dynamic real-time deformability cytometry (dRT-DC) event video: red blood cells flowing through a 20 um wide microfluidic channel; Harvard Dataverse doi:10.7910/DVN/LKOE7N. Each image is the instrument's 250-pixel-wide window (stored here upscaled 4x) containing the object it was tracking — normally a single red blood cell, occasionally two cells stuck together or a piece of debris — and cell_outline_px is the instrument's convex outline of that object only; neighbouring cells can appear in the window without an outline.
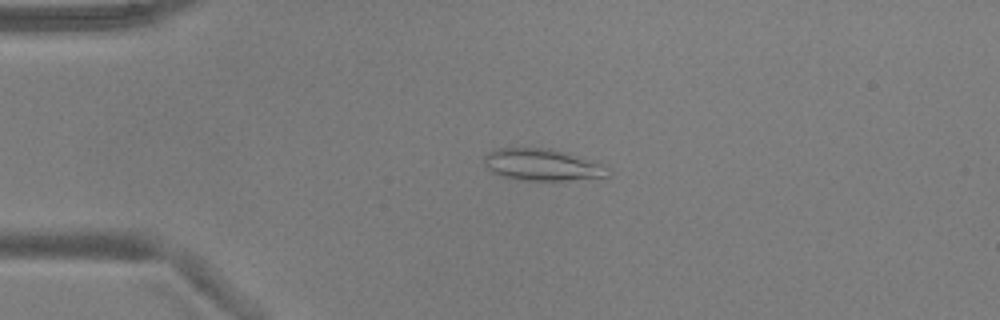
{"species": "common noctule bat (a hibernating species)", "species_latin": "Nyctalus noctula", "temperature_condition": "warm", "stored_images_in_passage": 6, "camera_frame_rate_fps": 3000, "um_per_image_px": 0.085, "animal": {"sex": "male", "body_mass_g": 17.9, "forearm_length_mm": 54.2}, "frame": {"image": 1, "passage_image": 3, "time_ms": 0.667, "image_size_px": [1000, 320], "cell_outline_px": [[612, 168], [608, 176], [568, 180], [524, 180], [500, 176], [492, 172], [484, 164], [484, 156], [488, 152], [496, 148], [552, 148], [596, 160]], "centroid_in_image_um": [46.15, 13.99], "position_along_channel_um": 38.9, "area_um2": 23.35}}
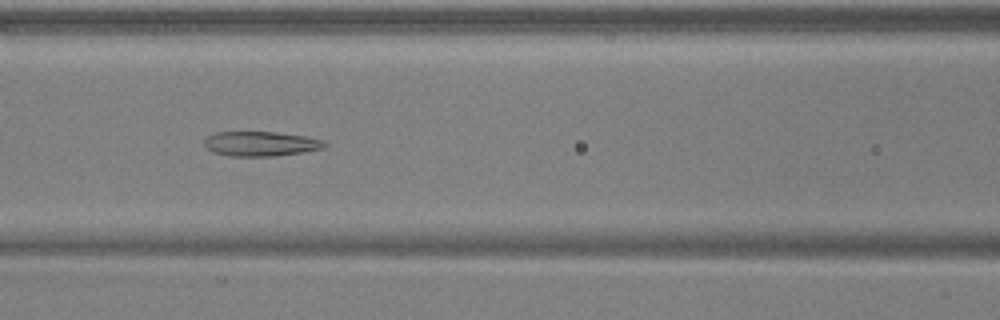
{"frame": {"image": 2, "passage_image": 6, "time_ms": 1.667, "image_size_px": [1000, 320], "cell_outline_px": [[328, 144], [324, 148], [276, 156], [228, 156], [212, 152], [204, 144], [204, 140], [208, 136], [216, 132], [276, 132], [304, 136], [324, 140]], "centroid_in_image_um": [22.16, 12.22], "position_along_channel_um": 144.4, "area_um2": 17.28}}